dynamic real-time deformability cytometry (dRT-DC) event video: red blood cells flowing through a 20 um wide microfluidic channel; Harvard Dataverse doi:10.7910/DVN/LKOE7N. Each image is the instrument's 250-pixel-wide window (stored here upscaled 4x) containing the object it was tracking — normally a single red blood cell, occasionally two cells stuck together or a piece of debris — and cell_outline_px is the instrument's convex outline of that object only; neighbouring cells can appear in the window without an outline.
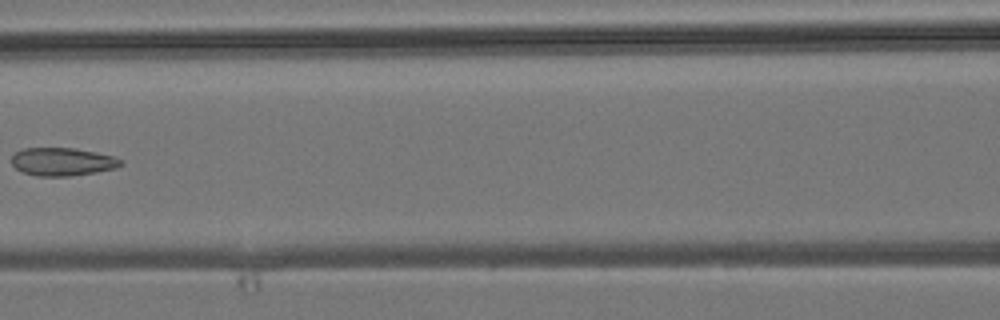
{"species": "common noctule bat (a hibernating species)", "species_latin": "Nyctalus noctula", "temperature_condition": "room temperature", "stored_images_in_passage": 6, "camera_frame_rate_fps": 3000, "um_per_image_px": 0.085, "animal": {"sex": "male", "body_mass_g": 19.2, "forearm_length_mm": 51.8}, "frame": {"image": 1, "passage_image": 6, "time_ms": 6.0, "image_size_px": [1000, 320], "cell_outline_px": [[124, 164], [116, 168], [96, 172], [72, 176], [36, 176], [24, 172], [16, 168], [12, 164], [12, 156], [16, 152], [24, 148], [76, 148], [96, 152], [112, 156], [124, 160]], "centroid_in_image_um": [5.34, 13.75], "position_along_channel_um": 161.3, "area_um2": 17.92}}